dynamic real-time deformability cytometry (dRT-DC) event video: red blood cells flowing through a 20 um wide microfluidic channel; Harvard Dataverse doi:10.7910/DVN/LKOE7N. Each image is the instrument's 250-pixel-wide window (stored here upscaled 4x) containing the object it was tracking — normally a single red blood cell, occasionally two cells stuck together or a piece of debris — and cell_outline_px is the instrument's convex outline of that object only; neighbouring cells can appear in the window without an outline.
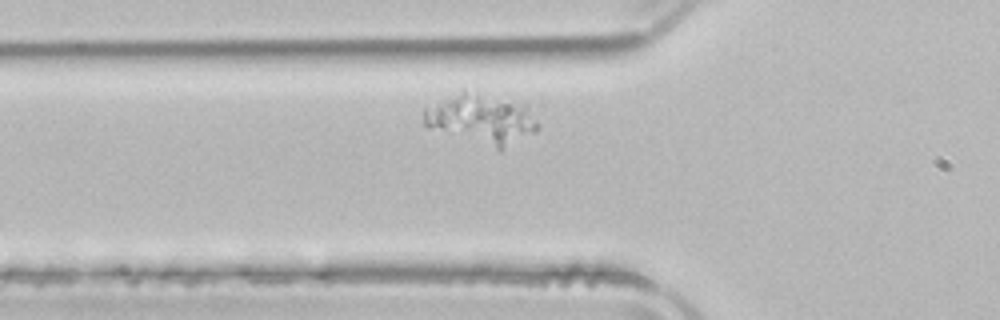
{"species": "common noctule bat (a hibernating species)", "species_latin": "Nyctalus noctula", "temperature_condition": "room temperature", "stored_images_in_passage": 41, "camera_frame_rate_fps": 3000, "um_per_image_px": 0.085, "animal": {"sex": "male", "body_mass_g": 21.5, "forearm_length_mm": 52.0}, "frame": {"image": 1, "passage_image": 5, "time_ms": 1.333, "image_size_px": [1000, 320], "cell_outline_px": [[540, 128], [536, 132], [500, 152], [428, 128], [424, 124], [424, 108], [460, 88], [476, 88], [524, 104], [528, 108], [540, 124]], "centroid_in_image_um": [40.93, 10.08], "position_along_channel_um": 84.9, "area_um2": 35.08}}
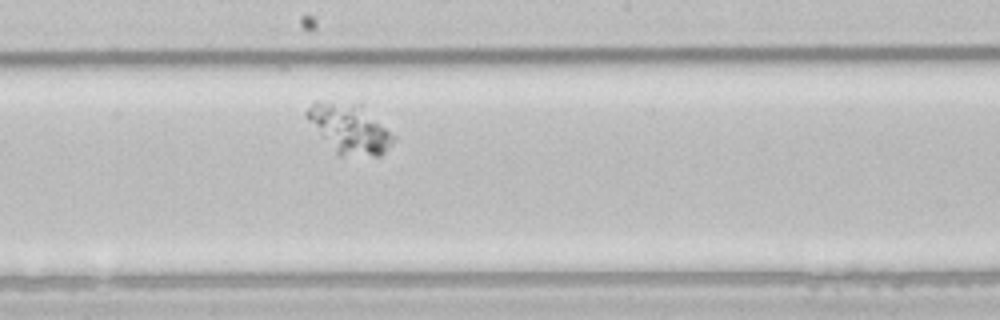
{"frame": {"image": 2, "passage_image": 16, "time_ms": 5.0, "image_size_px": [1000, 320], "cell_outline_px": [[396, 140], [380, 156], [336, 156], [304, 116], [304, 112], [312, 100], [360, 100], [396, 136]], "centroid_in_image_um": [29.69, 10.86], "position_along_channel_um": 218.5, "area_um2": 26.65}}
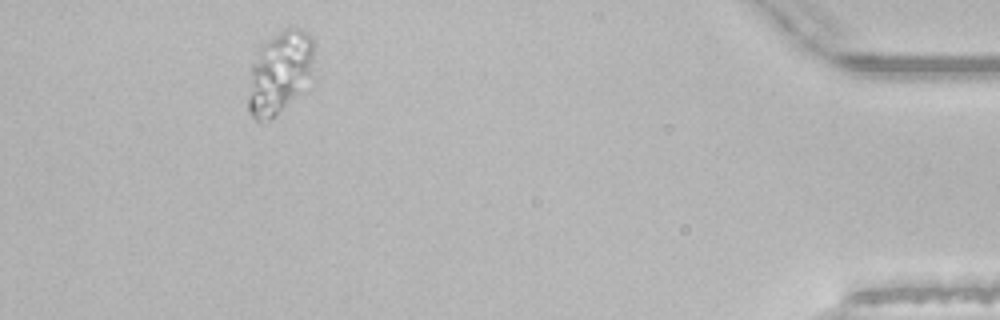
{"frame": {"image": 3, "passage_image": 37, "time_ms": 12.0, "image_size_px": [1000, 320], "cell_outline_px": [[316, 84], [308, 92], [268, 120], [260, 124], [248, 112], [248, 96], [252, 64], [260, 44], [284, 28], [300, 28], [308, 32], [316, 40]], "centroid_in_image_um": [23.94, 6.17], "position_along_channel_um": 411.3, "area_um2": 34.28}}